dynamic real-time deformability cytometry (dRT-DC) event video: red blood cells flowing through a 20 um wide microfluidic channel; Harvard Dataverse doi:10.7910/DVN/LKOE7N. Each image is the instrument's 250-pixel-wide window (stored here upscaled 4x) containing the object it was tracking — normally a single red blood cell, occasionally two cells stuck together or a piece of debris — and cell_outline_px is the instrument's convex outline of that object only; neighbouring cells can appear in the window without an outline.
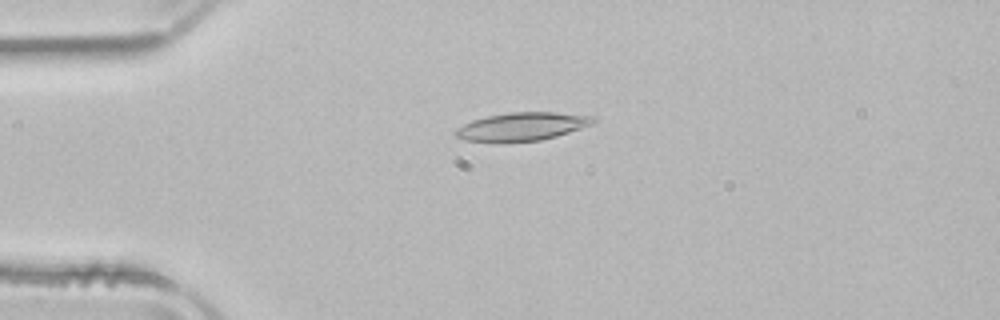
{"species": "common noctule bat (a hibernating species)", "species_latin": "Nyctalus noctula", "temperature_condition": "room temperature", "stored_images_in_passage": 46, "camera_frame_rate_fps": 3000, "um_per_image_px": 0.085, "animal": {"sex": "male", "body_mass_g": 21.5, "forearm_length_mm": 52.0}, "frame": {"image": 1, "passage_image": 6, "time_ms": 1.667, "image_size_px": [1000, 320], "cell_outline_px": [[600, 120], [596, 124], [556, 136], [540, 140], [496, 144], [464, 140], [456, 136], [456, 128], [472, 120], [488, 116], [508, 112], [556, 112], [596, 116]], "centroid_in_image_um": [44.43, 10.77], "position_along_channel_um": 40.6, "area_um2": 23.35}}
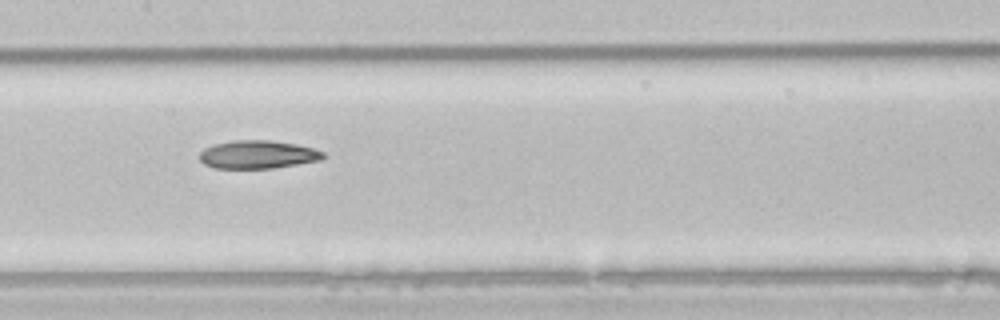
{"frame": {"image": 2, "passage_image": 19, "time_ms": 6.0, "image_size_px": [1000, 320], "cell_outline_px": [[328, 156], [320, 160], [272, 168], [216, 168], [204, 164], [200, 160], [200, 152], [204, 148], [212, 144], [232, 140], [272, 140], [296, 144], [316, 148], [324, 152]], "centroid_in_image_um": [21.93, 13.12], "position_along_channel_um": 185.5, "area_um2": 20.46}}
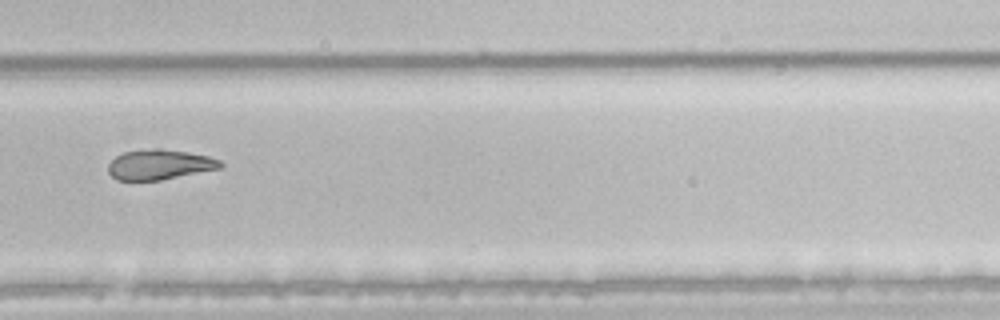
{"frame": {"image": 3, "passage_image": 29, "time_ms": 9.333, "image_size_px": [1000, 320], "cell_outline_px": [[224, 164], [220, 168], [160, 180], [116, 180], [108, 172], [108, 164], [116, 156], [124, 152], [152, 148], [156, 148], [188, 152], [208, 156], [220, 160]], "centroid_in_image_um": [13.55, 13.98], "position_along_channel_um": 316.3, "area_um2": 19.54}}